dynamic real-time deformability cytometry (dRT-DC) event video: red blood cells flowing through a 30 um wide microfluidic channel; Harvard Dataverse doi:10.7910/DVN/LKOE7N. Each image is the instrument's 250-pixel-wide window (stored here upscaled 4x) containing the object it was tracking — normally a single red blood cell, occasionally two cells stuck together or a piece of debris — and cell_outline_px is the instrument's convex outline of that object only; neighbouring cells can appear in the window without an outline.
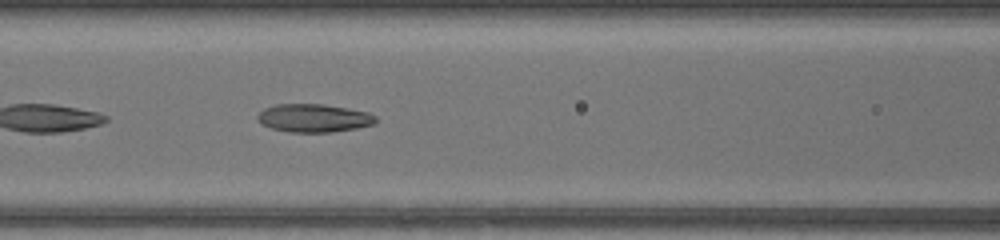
{"species": "common noctule bat (a hibernating species)", "species_latin": "Nyctalus noctula", "temperature_condition": "warm", "stored_images_in_passage": 15, "camera_frame_rate_fps": 3000, "um_per_image_px": 0.085, "animal": {"sex": "female", "body_mass_g": 17.0, "forearm_length_mm": 48.0}, "frame": {"image": 1, "passage_image": 9, "time_ms": 2.667, "image_size_px": [1000, 240], "cell_outline_px": [[376, 120], [372, 124], [352, 128], [328, 132], [292, 132], [272, 128], [264, 124], [256, 116], [264, 108], [276, 104], [320, 104], [344, 108], [364, 112], [376, 116]], "centroid_in_image_um": [26.61, 10.03], "position_along_channel_um": 140.0, "area_um2": 18.73}}